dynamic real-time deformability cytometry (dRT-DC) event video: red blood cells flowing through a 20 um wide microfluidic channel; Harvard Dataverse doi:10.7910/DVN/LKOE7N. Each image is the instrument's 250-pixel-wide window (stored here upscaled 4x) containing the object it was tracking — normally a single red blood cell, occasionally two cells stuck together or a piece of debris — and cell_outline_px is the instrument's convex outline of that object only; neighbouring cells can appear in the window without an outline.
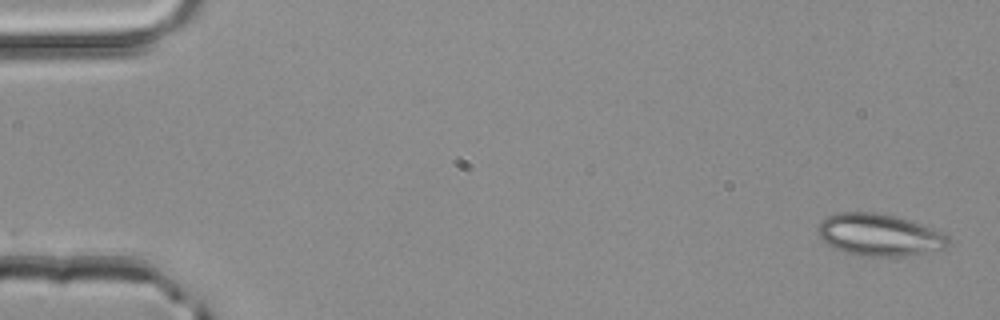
{"species": "common noctule bat (a hibernating species)", "species_latin": "Nyctalus noctula", "temperature_condition": "room temperature", "stored_images_in_passage": 35, "camera_frame_rate_fps": 3000, "um_per_image_px": 0.085, "animal": {"sex": "male", "body_mass_g": 20.4}, "frame": {"image": 1, "passage_image": 1, "time_ms": 0.0, "image_size_px": [1000, 320], "cell_outline_px": [[952, 240], [944, 248], [924, 252], [900, 256], [860, 256], [844, 252], [828, 244], [816, 232], [816, 228], [828, 216], [836, 212], [876, 212], [896, 216], [944, 232]], "centroid_in_image_um": [74.74, 19.95], "position_along_channel_um": 10.3, "area_um2": 31.79}}
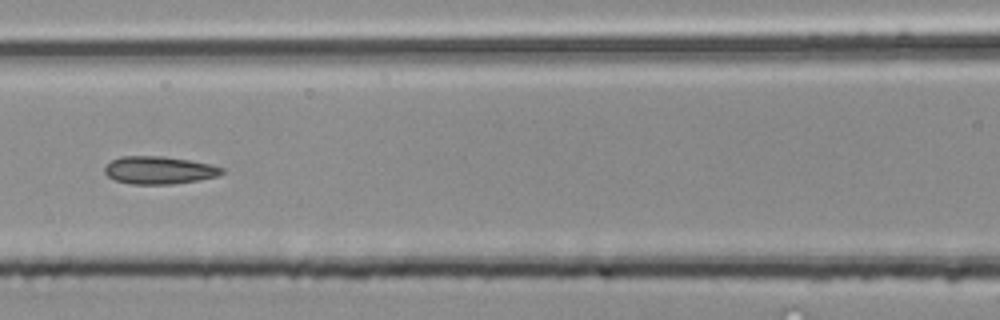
{"frame": {"image": 2, "passage_image": 22, "time_ms": 7.0, "image_size_px": [1000, 320], "cell_outline_px": [[224, 172], [216, 176], [196, 180], [172, 184], [132, 184], [116, 180], [108, 176], [104, 172], [104, 168], [112, 160], [120, 156], [164, 156], [188, 160], [208, 164], [224, 168]], "centroid_in_image_um": [13.49, 14.46], "position_along_channel_um": 153.1, "area_um2": 18.67}}
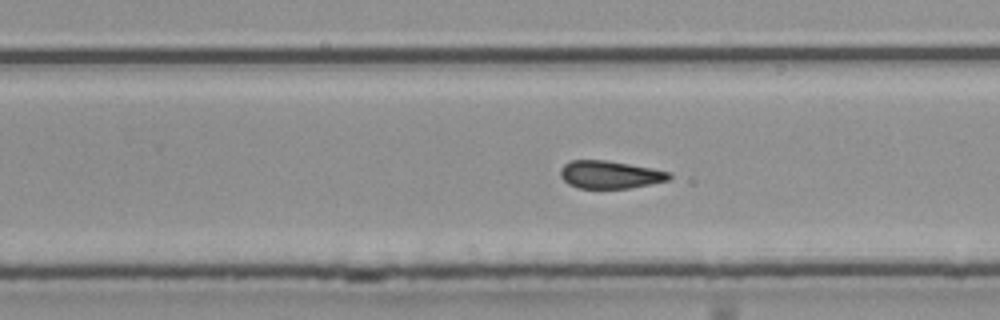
{"frame": {"image": 3, "passage_image": 31, "time_ms": 10.0, "image_size_px": [1000, 320], "cell_outline_px": [[672, 176], [668, 180], [628, 188], [576, 188], [568, 184], [560, 176], [560, 168], [564, 164], [572, 160], [604, 160], [652, 168], [672, 172]], "centroid_in_image_um": [51.82, 14.84], "position_along_channel_um": 278.0, "area_um2": 17.51}}